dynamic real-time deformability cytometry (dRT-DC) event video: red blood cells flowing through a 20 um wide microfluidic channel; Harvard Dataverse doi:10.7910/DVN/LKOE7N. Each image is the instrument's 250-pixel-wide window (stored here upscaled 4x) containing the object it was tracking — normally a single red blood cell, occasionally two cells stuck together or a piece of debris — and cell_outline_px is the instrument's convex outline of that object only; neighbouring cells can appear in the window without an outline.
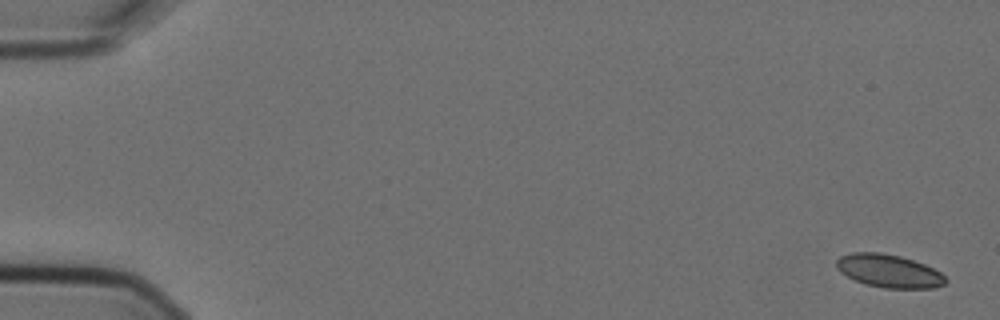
{"species": "Egyptian fruit bat (a non-hibernating species)", "species_latin": "Rousettus aegyptiacus", "temperature_condition": "cold", "stored_images_in_passage": 2, "camera_frame_rate_fps": 3000, "um_per_image_px": 0.085, "animal": {"sex": "female"}, "frame": {"image": 1, "passage_image": 1, "time_ms": 0.0, "image_size_px": [1000, 320], "cell_outline_px": [[948, 280], [944, 284], [936, 288], [884, 288], [864, 284], [840, 272], [836, 268], [836, 260], [840, 256], [852, 252], [880, 252], [900, 256], [924, 264], [940, 272]], "centroid_in_image_um": [75.54, 23.03], "position_along_channel_um": 9.5, "area_um2": 21.04}}